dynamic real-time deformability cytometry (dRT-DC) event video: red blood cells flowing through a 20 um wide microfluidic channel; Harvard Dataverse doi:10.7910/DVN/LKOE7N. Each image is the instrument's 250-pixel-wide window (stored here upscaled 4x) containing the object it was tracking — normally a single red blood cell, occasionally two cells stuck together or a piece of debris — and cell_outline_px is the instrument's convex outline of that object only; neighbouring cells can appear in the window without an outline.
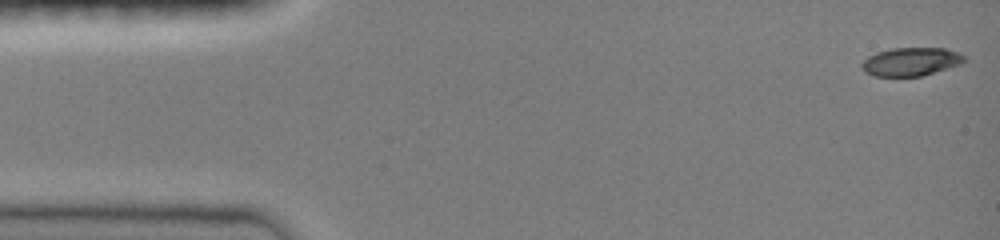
{"species": "common noctule bat (a hibernating species)", "species_latin": "Nyctalus noctula", "temperature_condition": "room temperature", "stored_images_in_passage": 10, "camera_frame_rate_fps": 3000, "um_per_image_px": 0.085, "animal": {"sex": "female", "body_mass_g": 19.0, "forearm_length_mm": 51.5}, "frame": {"image": 1, "passage_image": 1, "time_ms": 0.0, "image_size_px": [1000, 240], "cell_outline_px": [[968, 60], [960, 64], [920, 76], [876, 76], [864, 72], [860, 64], [868, 56], [876, 52], [892, 48], [944, 48], [956, 52], [964, 56]], "centroid_in_image_um": [77.4, 5.24], "position_along_channel_um": 7.6, "area_um2": 16.82}}